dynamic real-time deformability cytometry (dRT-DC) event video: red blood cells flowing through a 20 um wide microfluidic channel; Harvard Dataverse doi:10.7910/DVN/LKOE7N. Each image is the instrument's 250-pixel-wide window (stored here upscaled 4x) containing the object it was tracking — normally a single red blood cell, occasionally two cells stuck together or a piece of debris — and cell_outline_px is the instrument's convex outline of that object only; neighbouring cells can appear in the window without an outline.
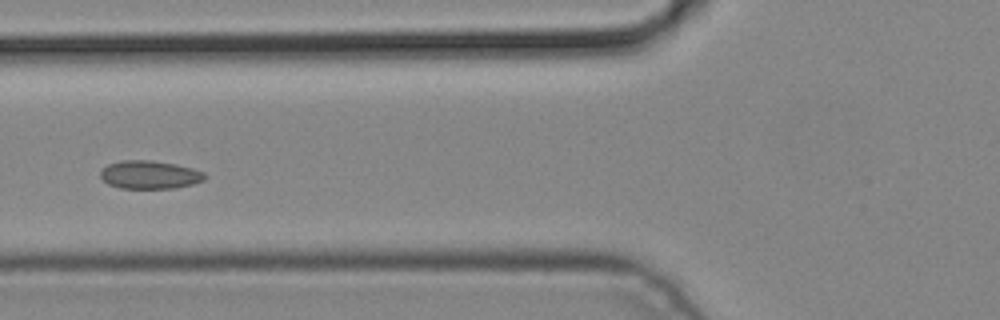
{"species": "common noctule bat (a hibernating species)", "species_latin": "Nyctalus noctula", "temperature_condition": "cold", "stored_images_in_passage": 5, "camera_frame_rate_fps": 3000, "um_per_image_px": 0.085, "animal": {"sex": "male", "body_mass_g": 19.2, "forearm_length_mm": 51.8}, "frame": {"image": 1, "passage_image": 5, "time_ms": 1.333, "image_size_px": [1000, 320], "cell_outline_px": [[208, 176], [204, 180], [192, 184], [172, 188], [120, 188], [108, 184], [100, 176], [100, 172], [108, 164], [120, 160], [152, 160], [176, 164], [192, 168], [204, 172]], "centroid_in_image_um": [12.73, 14.84], "position_along_channel_um": 113.1, "area_um2": 17.17}}